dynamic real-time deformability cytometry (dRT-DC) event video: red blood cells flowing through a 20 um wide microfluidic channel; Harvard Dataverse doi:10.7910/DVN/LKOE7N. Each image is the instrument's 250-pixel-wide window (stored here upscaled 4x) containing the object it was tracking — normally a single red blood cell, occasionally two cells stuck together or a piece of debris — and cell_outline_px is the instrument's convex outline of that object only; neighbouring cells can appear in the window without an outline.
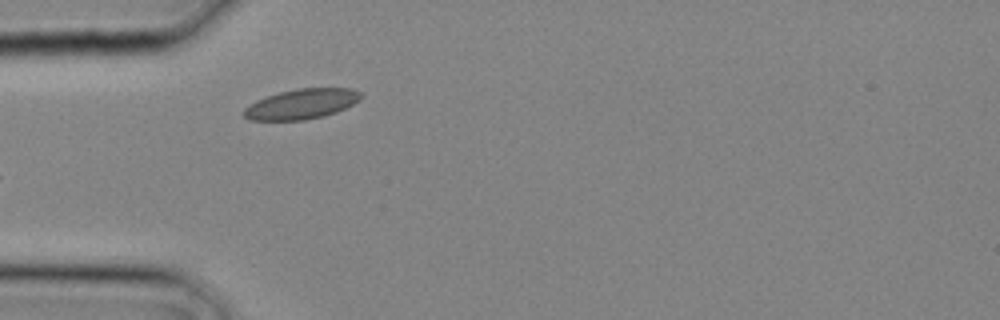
{"species": "common noctule bat (a hibernating species)", "species_latin": "Nyctalus noctula", "temperature_condition": "cold", "stored_images_in_passage": 3, "camera_frame_rate_fps": 3000, "um_per_image_px": 0.085, "animal": {"sex": "male", "body_mass_g": 20.4}, "frame": {"image": 1, "passage_image": 1, "time_ms": 0.0, "image_size_px": [1000, 320], "cell_outline_px": [[364, 92], [360, 100], [336, 112], [324, 116], [304, 120], [248, 120], [244, 116], [244, 108], [256, 100], [280, 92], [300, 88], [352, 88]], "centroid_in_image_um": [25.67, 8.83], "position_along_channel_um": 59.3, "area_um2": 20.52}}
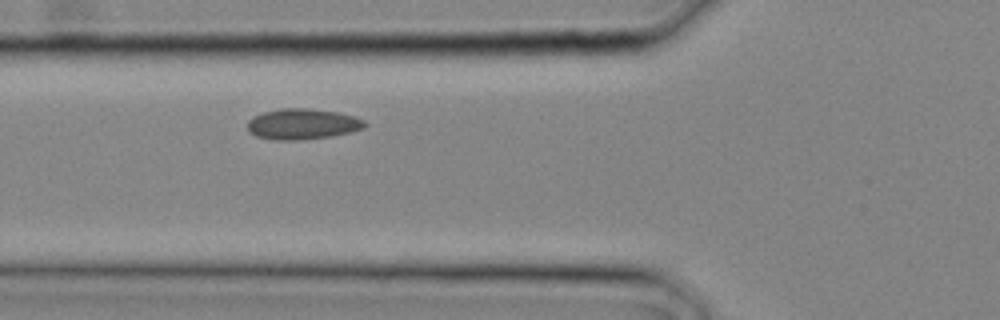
{"frame": {"image": 2, "passage_image": 3, "time_ms": 0.667, "image_size_px": [1000, 320], "cell_outline_px": [[368, 124], [364, 128], [332, 136], [300, 140], [276, 140], [256, 136], [248, 132], [248, 120], [252, 116], [264, 112], [280, 108], [308, 108], [336, 112], [352, 116], [364, 120]], "centroid_in_image_um": [25.68, 10.54], "position_along_channel_um": 100.1, "area_um2": 20.98}}